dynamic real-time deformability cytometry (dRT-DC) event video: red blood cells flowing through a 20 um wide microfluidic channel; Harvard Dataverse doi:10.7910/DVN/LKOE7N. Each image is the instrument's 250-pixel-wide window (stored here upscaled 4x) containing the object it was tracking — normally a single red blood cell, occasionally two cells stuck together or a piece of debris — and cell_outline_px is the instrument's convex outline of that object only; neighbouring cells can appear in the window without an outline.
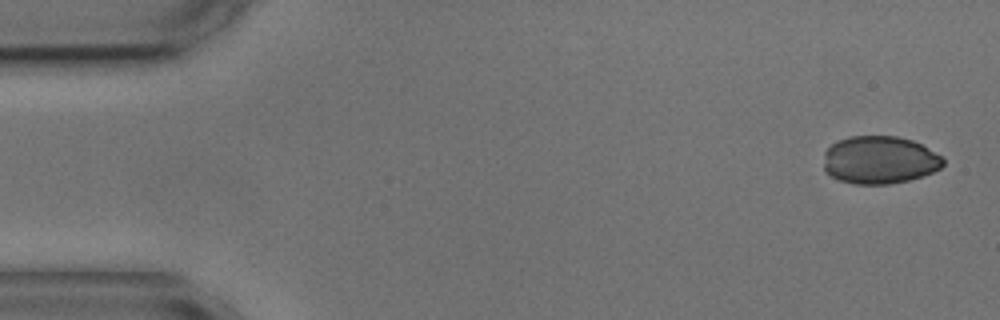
{"species": "common noctule bat (a hibernating species)", "species_latin": "Nyctalus noctula", "temperature_condition": "cold", "stored_images_in_passage": 2, "camera_frame_rate_fps": 3000, "um_per_image_px": 0.085, "animal": {"sex": "male", "body_mass_g": 17.9, "forearm_length_mm": 54.2}, "frame": {"image": 1, "passage_image": 1, "time_ms": 0.0, "image_size_px": [1000, 320], "cell_outline_px": [[944, 164], [940, 168], [932, 172], [908, 180], [888, 184], [856, 184], [840, 180], [824, 172], [824, 152], [836, 140], [848, 136], [896, 136], [912, 140], [920, 144], [940, 156], [944, 160]], "centroid_in_image_um": [74.72, 13.59], "position_along_channel_um": 10.3, "area_um2": 33.18}}